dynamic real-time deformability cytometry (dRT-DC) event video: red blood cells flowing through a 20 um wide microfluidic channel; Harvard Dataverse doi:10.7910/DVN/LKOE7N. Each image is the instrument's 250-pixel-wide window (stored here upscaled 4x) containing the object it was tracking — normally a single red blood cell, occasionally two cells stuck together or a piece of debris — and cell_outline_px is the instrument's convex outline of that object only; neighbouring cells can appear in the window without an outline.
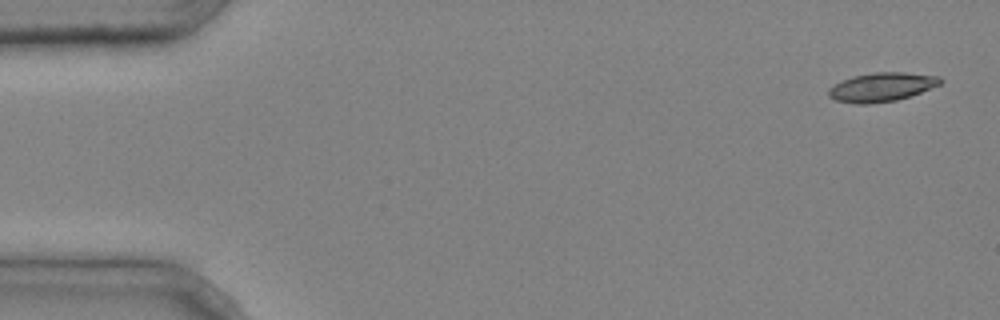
{"species": "common noctule bat (a hibernating species)", "species_latin": "Nyctalus noctula", "temperature_condition": "cold", "stored_images_in_passage": 4, "camera_frame_rate_fps": 3000, "um_per_image_px": 0.085, "animal": {"sex": "male", "body_mass_g": 20.4}, "frame": {"image": 1, "passage_image": 1, "time_ms": 0.0, "image_size_px": [1000, 320], "cell_outline_px": [[944, 80], [940, 84], [920, 92], [896, 100], [868, 104], [856, 104], [836, 100], [828, 96], [828, 88], [832, 84], [852, 76], [876, 72], [904, 72], [940, 76]], "centroid_in_image_um": [74.91, 7.39], "position_along_channel_um": 10.1, "area_um2": 18.84}}
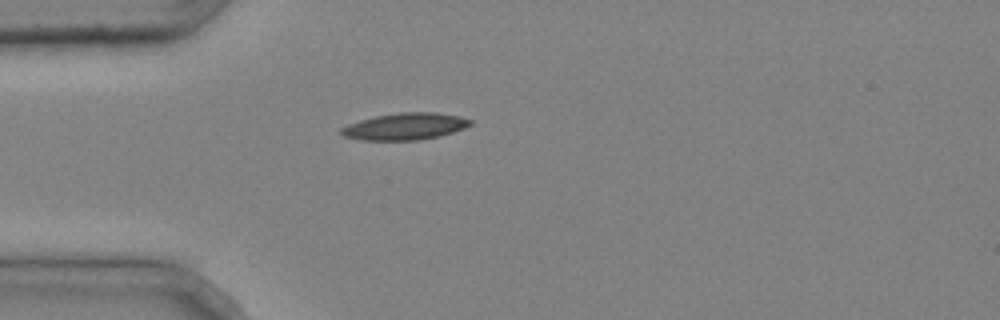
{"frame": {"image": 2, "passage_image": 4, "time_ms": 1.0, "image_size_px": [1000, 320], "cell_outline_px": [[472, 124], [464, 128], [440, 136], [420, 140], [360, 140], [340, 136], [340, 128], [348, 124], [360, 120], [376, 116], [400, 112], [436, 112], [460, 116], [472, 120]], "centroid_in_image_um": [34.41, 10.75], "position_along_channel_um": 50.6, "area_um2": 20.35}}